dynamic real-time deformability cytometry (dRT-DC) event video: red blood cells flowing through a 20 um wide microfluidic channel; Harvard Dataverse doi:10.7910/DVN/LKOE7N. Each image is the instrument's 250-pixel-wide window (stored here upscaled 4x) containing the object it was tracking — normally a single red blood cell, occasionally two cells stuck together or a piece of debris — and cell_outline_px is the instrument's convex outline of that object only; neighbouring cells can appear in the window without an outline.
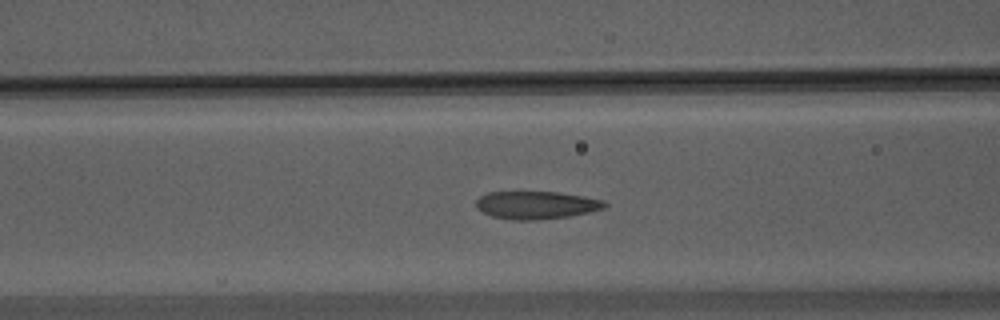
{"species": "Egyptian fruit bat (a non-hibernating species)", "species_latin": "Rousettus aegyptiacus", "temperature_condition": "warm", "stored_images_in_passage": 51, "camera_frame_rate_fps": 3000, "um_per_image_px": 0.085, "animal": {"sex": "male"}, "frame": {"image": 1, "passage_image": 21, "time_ms": 6.667, "image_size_px": [1000, 320], "cell_outline_px": [[608, 204], [604, 208], [592, 212], [568, 216], [536, 220], [512, 220], [492, 216], [476, 208], [476, 200], [480, 196], [488, 192], [560, 192], [584, 196], [604, 200]], "centroid_in_image_um": [45.61, 17.43], "position_along_channel_um": 121.0, "area_um2": 20.92}}
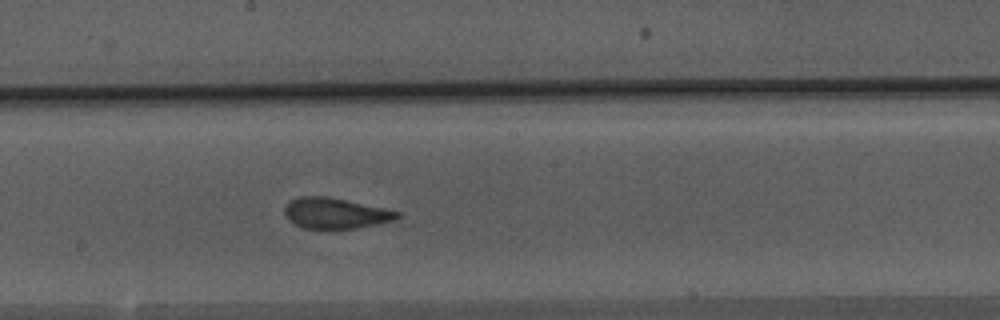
{"frame": {"image": 2, "passage_image": 29, "time_ms": 9.333, "image_size_px": [1000, 320], "cell_outline_px": [[400, 216], [396, 220], [356, 228], [304, 228], [288, 220], [284, 212], [284, 208], [288, 200], [300, 196], [324, 196], [344, 200], [400, 212]], "centroid_in_image_um": [28.46, 18.12], "position_along_channel_um": 219.7, "area_um2": 19.83}}
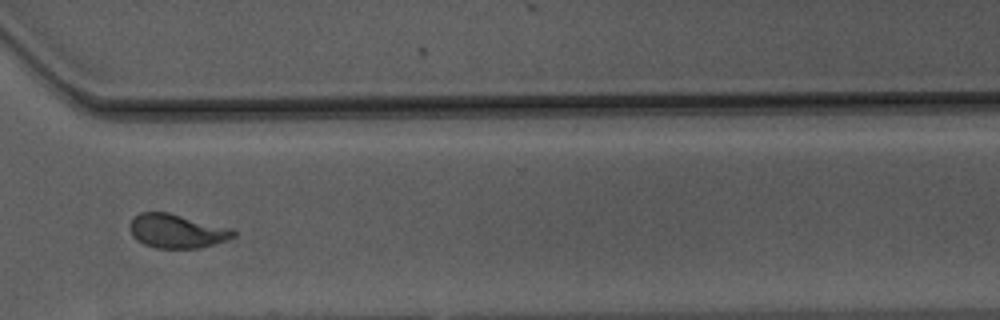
{"frame": {"image": 3, "passage_image": 40, "time_ms": 13.0, "image_size_px": [1000, 320], "cell_outline_px": [[236, 236], [228, 240], [200, 248], [156, 248], [144, 244], [136, 240], [132, 236], [132, 220], [140, 212], [168, 212], [232, 228], [236, 232]], "centroid_in_image_um": [15.09, 19.65], "position_along_channel_um": 355.5, "area_um2": 20.4}, "authors_computed_cell_mechanics": {"area_um2": 20.9236, "velocity_mm_per_s": 3.7116, "shape_relaxation_time_tau1_ms": 8.6569, "shape_relaxation_time_tau2_ms": 1.1422, "deformation_change_tau1": 0.2318, "deformation_change_tau2": 0.0864}}